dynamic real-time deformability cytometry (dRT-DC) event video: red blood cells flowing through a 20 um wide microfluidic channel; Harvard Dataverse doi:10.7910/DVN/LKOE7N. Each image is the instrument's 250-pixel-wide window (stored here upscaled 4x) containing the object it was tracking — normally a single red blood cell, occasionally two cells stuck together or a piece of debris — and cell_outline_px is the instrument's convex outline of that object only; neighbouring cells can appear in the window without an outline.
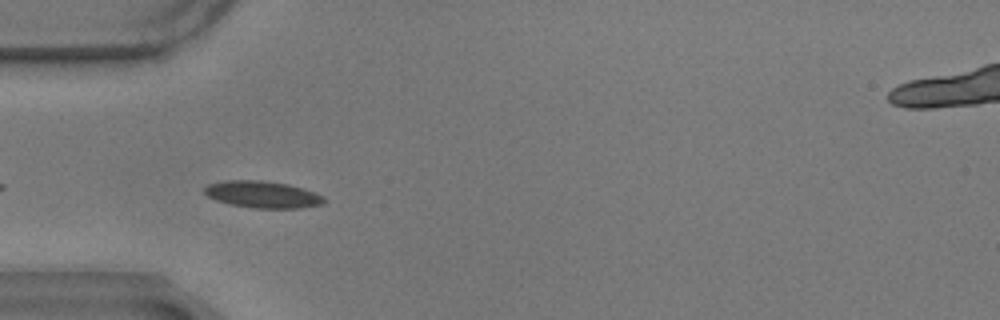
{"species": "common noctule bat (a hibernating species)", "species_latin": "Nyctalus noctula", "temperature_condition": "warm", "stored_images_in_passage": 38, "camera_frame_rate_fps": 3000, "um_per_image_px": 0.085, "animal": {"sex": "male", "body_mass_g": 17.9}, "frame": {"image": 1, "passage_image": 3, "time_ms": 0.667, "image_size_px": [1000, 320], "cell_outline_px": [[324, 204], [300, 208], [252, 208], [232, 204], [216, 200], [208, 196], [204, 192], [204, 188], [208, 184], [224, 180], [260, 180], [288, 184], [324, 196]], "centroid_in_image_um": [22.3, 16.53], "position_along_channel_um": 62.7, "area_um2": 18.55}}
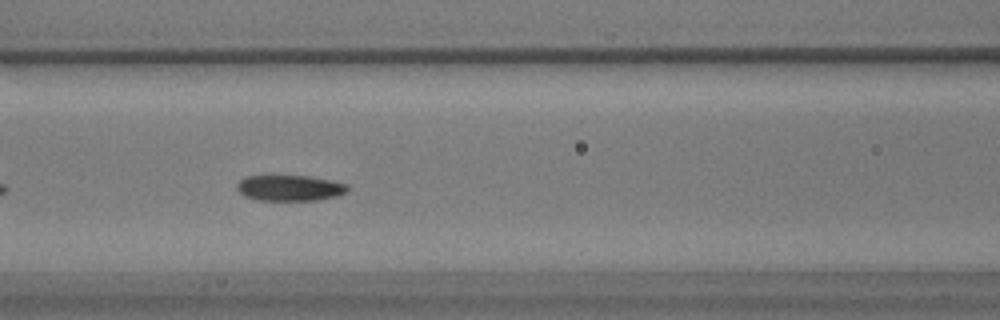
{"frame": {"image": 2, "passage_image": 10, "time_ms": 3.0, "image_size_px": [1000, 320], "cell_outline_px": [[348, 192], [336, 196], [316, 200], [260, 200], [244, 196], [236, 188], [236, 184], [244, 176], [308, 176], [348, 184]], "centroid_in_image_um": [24.61, 15.98], "position_along_channel_um": 142.0, "area_um2": 16.53}}
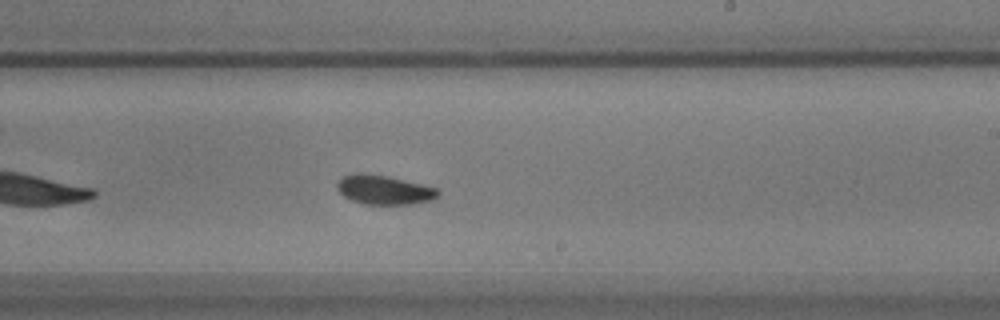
{"frame": {"image": 3, "passage_image": 20, "time_ms": 6.333, "image_size_px": [1000, 320], "cell_outline_px": [[440, 196], [432, 200], [412, 204], [364, 204], [352, 200], [344, 196], [336, 188], [336, 184], [344, 176], [352, 172], [360, 172], [388, 176], [436, 188], [440, 192]], "centroid_in_image_um": [32.64, 16.13], "position_along_channel_um": 256.4, "area_um2": 17.22}, "authors_computed_cell_mechanics": {"area_um2": 16.9065, "velocity_mm_per_s": 3.4443, "shape_relaxation_time_tau1_ms": 3.3188, "shape_relaxation_time_tau2_ms": 2.468, "deformation_change_tau1": 0.1064, "deformation_change_tau2": 0.0621}}